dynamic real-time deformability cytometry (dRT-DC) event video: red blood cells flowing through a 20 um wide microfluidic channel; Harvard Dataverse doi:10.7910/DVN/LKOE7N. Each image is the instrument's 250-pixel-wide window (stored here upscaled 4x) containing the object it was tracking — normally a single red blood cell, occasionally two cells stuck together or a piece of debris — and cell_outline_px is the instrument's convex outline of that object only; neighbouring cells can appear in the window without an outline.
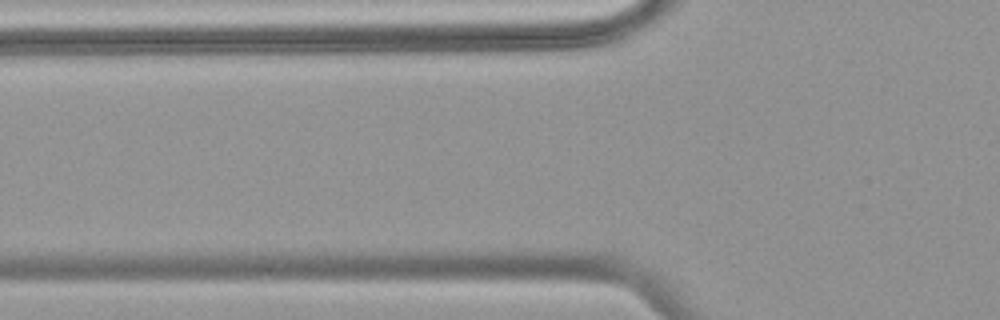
{"species": "common noctule bat (a hibernating species)", "species_latin": "Nyctalus noctula", "temperature_condition": "warm", "stored_images_in_passage": 3, "camera_frame_rate_fps": 3000, "um_per_image_px": 0.085, "animal": {"sex": "female", "body_mass_g": 18.4}, "frame": {"image": 1, "passage_image": 2, "time_ms": 0.333, "image_size_px": [1000, 320], "cell_outline_px": [[620, 36], [604, 40], [580, 44], [464, 44], [448, 36], [592, 20], [596, 20], [612, 24], [620, 32]], "centroid_in_image_um": [46.37, 2.93], "position_along_channel_um": 79.4, "area_um2": 19.31}}